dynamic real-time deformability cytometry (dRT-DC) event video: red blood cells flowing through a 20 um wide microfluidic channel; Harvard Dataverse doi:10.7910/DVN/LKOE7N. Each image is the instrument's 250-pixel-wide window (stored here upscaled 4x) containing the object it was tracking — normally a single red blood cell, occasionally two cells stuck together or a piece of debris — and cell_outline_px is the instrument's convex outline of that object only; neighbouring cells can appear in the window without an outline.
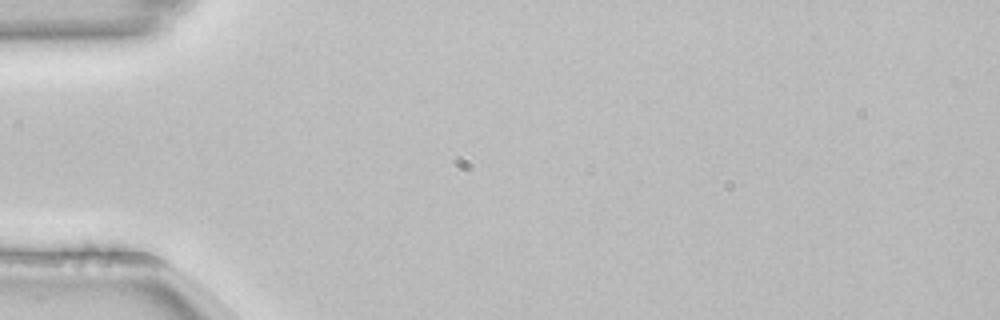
{"species": "common noctule bat (a hibernating species)", "species_latin": "Nyctalus noctula", "temperature_condition": "room temperature", "stored_images_in_passage": 1, "camera_frame_rate_fps": 3000, "um_per_image_px": 0.085, "animal": {"sex": "female", "body_mass_g": 22.7, "forearm_length_mm": 54.2}, "frame": {"image": 1, "passage_image": 1, "time_ms": 0.0, "image_size_px": [1000, 320], "cell_outline_px": [[156, 260], [148, 264], [40, 264], [32, 256], [88, 244], [144, 256]], "centroid_in_image_um": [7.75, 21.81], "position_along_channel_um": 77.2, "area_um2": 11.5}}